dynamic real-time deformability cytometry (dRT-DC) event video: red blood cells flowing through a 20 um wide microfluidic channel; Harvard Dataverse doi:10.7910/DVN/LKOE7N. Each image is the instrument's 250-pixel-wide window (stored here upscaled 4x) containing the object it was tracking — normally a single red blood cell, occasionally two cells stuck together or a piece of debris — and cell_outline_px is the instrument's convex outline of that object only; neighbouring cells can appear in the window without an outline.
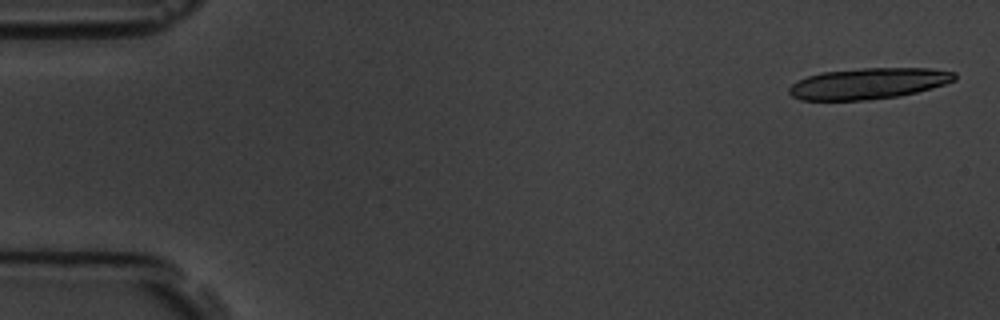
{"species": "common noctule bat (a hibernating species)", "species_latin": "Nyctalus noctula", "temperature_condition": "room temperature", "stored_images_in_passage": 5, "camera_frame_rate_fps": 3000, "um_per_image_px": 0.085, "animal": {"sex": "male", "body_mass_g": 19.5, "forearm_length_mm": 54.6}, "frame": {"image": 1, "passage_image": 1, "time_ms": 0.0, "image_size_px": [1000, 320], "cell_outline_px": [[956, 80], [932, 88], [900, 96], [868, 100], [800, 100], [792, 96], [788, 92], [788, 88], [796, 80], [820, 72], [864, 68], [928, 68], [956, 72]], "centroid_in_image_um": [73.8, 7.1], "position_along_channel_um": 11.2, "area_um2": 30.11}}
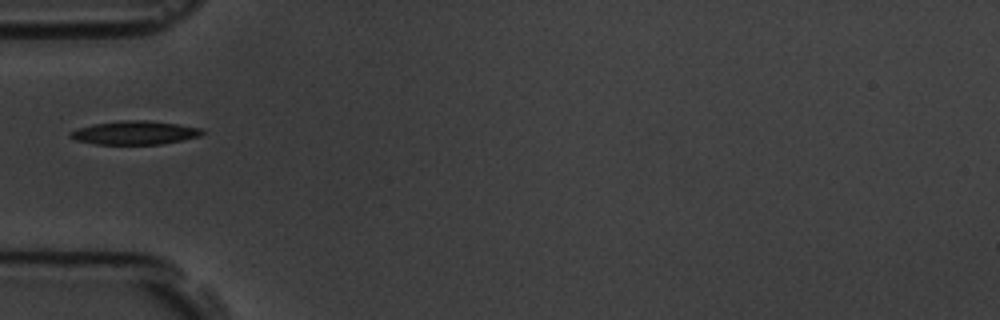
{"frame": {"image": 2, "passage_image": 5, "time_ms": 5.667, "image_size_px": [1000, 320], "cell_outline_px": [[204, 132], [200, 136], [160, 144], [96, 144], [76, 140], [68, 136], [68, 132], [76, 128], [92, 124], [120, 120], [148, 120], [204, 128]], "centroid_in_image_um": [11.41, 11.27], "position_along_channel_um": 73.6, "area_um2": 18.21}}